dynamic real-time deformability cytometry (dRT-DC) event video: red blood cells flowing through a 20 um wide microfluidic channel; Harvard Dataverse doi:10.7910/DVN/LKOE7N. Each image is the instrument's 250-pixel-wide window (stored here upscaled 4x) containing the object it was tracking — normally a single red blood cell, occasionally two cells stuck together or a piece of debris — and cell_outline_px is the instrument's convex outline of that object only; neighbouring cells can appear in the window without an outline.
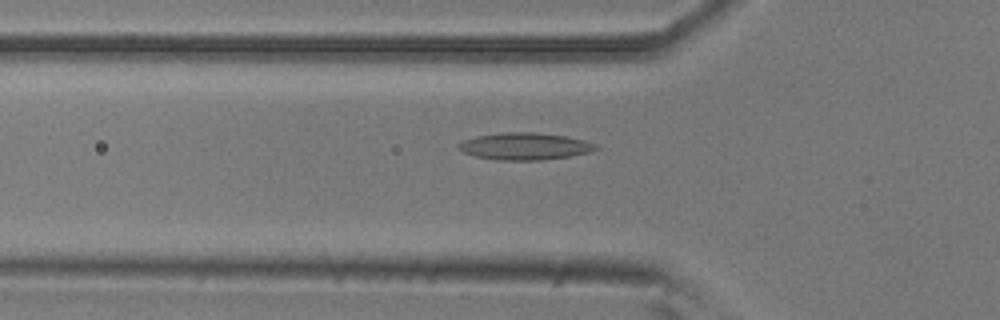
{"species": "common noctule bat (a hibernating species)", "species_latin": "Nyctalus noctula", "temperature_condition": "room temperature", "stored_images_in_passage": 40, "camera_frame_rate_fps": 3000, "um_per_image_px": 0.085, "animal": {"sex": "male", "body_mass_g": 20.5, "forearm_length_mm": 52.5}, "frame": {"image": 1, "passage_image": 11, "time_ms": 3.333, "image_size_px": [1000, 320], "cell_outline_px": [[600, 148], [592, 152], [572, 156], [540, 160], [500, 160], [476, 156], [464, 152], [456, 148], [456, 144], [464, 140], [476, 136], [504, 132], [536, 132], [568, 136], [584, 140], [596, 144]], "centroid_in_image_um": [44.65, 12.43], "position_along_channel_um": 81.2, "area_um2": 21.85}}
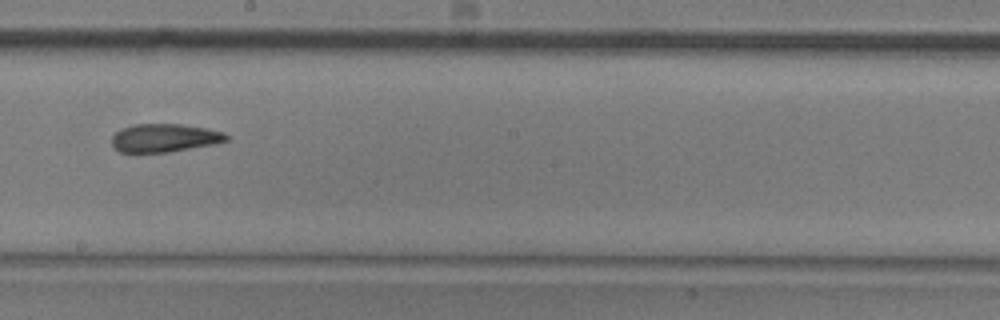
{"frame": {"image": 2, "passage_image": 23, "time_ms": 7.333, "image_size_px": [1000, 320], "cell_outline_px": [[232, 136], [228, 140], [212, 144], [168, 152], [136, 156], [120, 152], [112, 144], [112, 136], [120, 128], [136, 124], [180, 124], [208, 128], [224, 132]], "centroid_in_image_um": [13.94, 11.75], "position_along_channel_um": 234.3, "area_um2": 19.54}}
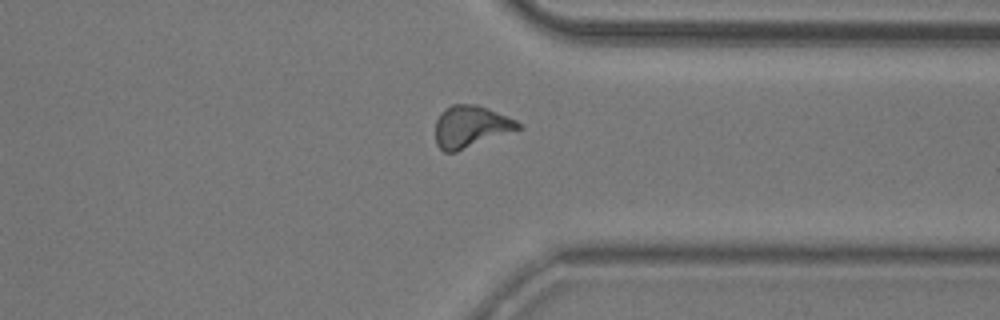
{"frame": {"image": 3, "passage_image": 34, "time_ms": 11.0, "image_size_px": [1000, 320], "cell_outline_px": [[520, 128], [456, 152], [444, 152], [436, 144], [436, 120], [440, 112], [452, 104], [476, 104], [488, 108], [516, 120], [520, 124]], "centroid_in_image_um": [39.97, 10.75], "position_along_channel_um": 371.4, "area_um2": 19.94}, "authors_computed_cell_mechanics": {"area_um2": 19.8254, "velocity_mm_per_s": 3.7984, "shape_relaxation_time_tau1_ms": 9.5042, "shape_relaxation_time_tau2_ms": 3.5267, "deformation_change_tau1": 0.2114, "deformation_change_tau2": 0.1249}}